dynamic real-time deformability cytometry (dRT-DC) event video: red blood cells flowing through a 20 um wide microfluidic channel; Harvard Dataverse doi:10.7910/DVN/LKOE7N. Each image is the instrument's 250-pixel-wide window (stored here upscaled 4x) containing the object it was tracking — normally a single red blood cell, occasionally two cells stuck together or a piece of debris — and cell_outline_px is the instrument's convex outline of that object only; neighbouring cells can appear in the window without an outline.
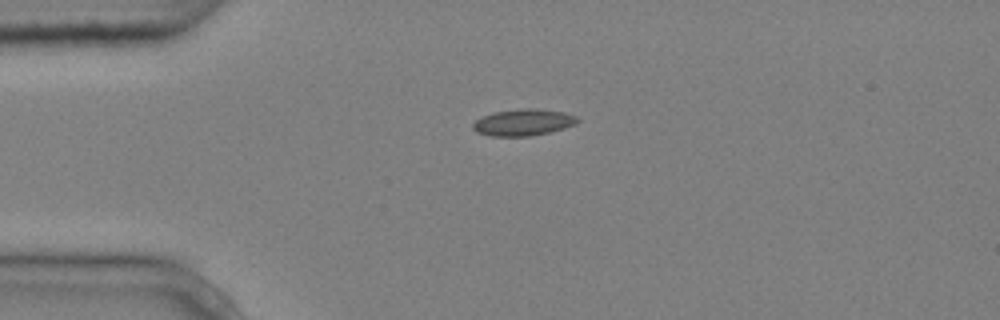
{"species": "common noctule bat (a hibernating species)", "species_latin": "Nyctalus noctula", "temperature_condition": "cold", "stored_images_in_passage": 2, "camera_frame_rate_fps": 3000, "um_per_image_px": 0.085, "animal": {"sex": "male", "body_mass_g": 20.4}, "frame": {"image": 1, "passage_image": 1, "time_ms": 0.0, "image_size_px": [1000, 320], "cell_outline_px": [[580, 120], [576, 124], [552, 132], [532, 136], [488, 136], [476, 132], [472, 128], [472, 124], [476, 120], [492, 112], [520, 108], [532, 108], [564, 112], [576, 116]], "centroid_in_image_um": [44.48, 10.41], "position_along_channel_um": 40.5, "area_um2": 16.42}}